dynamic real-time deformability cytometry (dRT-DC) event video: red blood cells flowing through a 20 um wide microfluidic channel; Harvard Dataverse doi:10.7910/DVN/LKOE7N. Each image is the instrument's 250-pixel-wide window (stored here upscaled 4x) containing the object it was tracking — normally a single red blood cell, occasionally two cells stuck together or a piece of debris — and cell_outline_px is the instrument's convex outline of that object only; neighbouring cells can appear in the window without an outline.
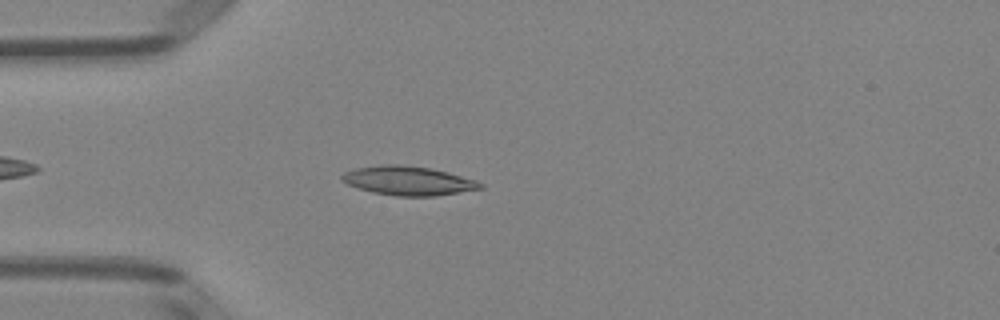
{"species": "Egyptian fruit bat (a non-hibernating species)", "species_latin": "Rousettus aegyptiacus", "temperature_condition": "room temperature", "stored_images_in_passage": 42, "camera_frame_rate_fps": 3000, "um_per_image_px": 0.085, "animal": {"sex": "female"}, "frame": {"image": 1, "passage_image": 5, "time_ms": 1.333, "image_size_px": [1000, 320], "cell_outline_px": [[484, 188], [436, 196], [396, 196], [372, 192], [356, 188], [340, 180], [340, 176], [344, 172], [356, 168], [384, 164], [396, 164], [428, 168], [448, 172], [476, 180], [484, 184]], "centroid_in_image_um": [34.68, 15.37], "position_along_channel_um": 50.3, "area_um2": 23.47}}
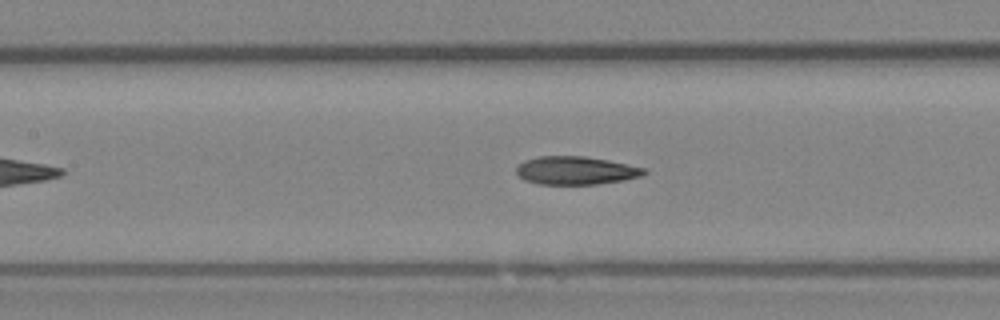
{"frame": {"image": 2, "passage_image": 14, "time_ms": 4.333, "image_size_px": [1000, 320], "cell_outline_px": [[648, 172], [644, 176], [624, 180], [596, 184], [540, 184], [524, 180], [516, 172], [516, 168], [524, 160], [540, 156], [584, 156], [608, 160], [648, 168]], "centroid_in_image_um": [49.0, 14.49], "position_along_channel_um": 158.4, "area_um2": 21.1}}
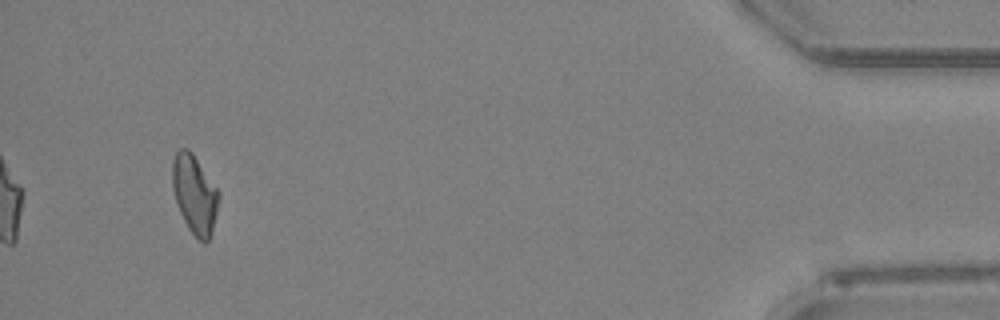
{"frame": {"image": 3, "passage_image": 39, "time_ms": 12.667, "image_size_px": [1000, 320], "cell_outline_px": [[220, 196], [212, 228], [208, 240], [204, 244], [188, 228], [176, 204], [172, 188], [172, 160], [176, 152], [180, 148], [188, 148], [192, 152], [220, 192]], "centroid_in_image_um": [16.52, 16.47], "position_along_channel_um": 418.7, "area_um2": 21.15}, "authors_computed_cell_mechanics": {"area_um2": 21.4727, "velocity_mm_per_s": 3.9987, "shape_relaxation_time_tau1_ms": 7.1333, "shape_relaxation_time_tau2_ms": 2.7005, "deformation_change_tau1": 0.1807, "deformation_change_tau2": 0.1029}}